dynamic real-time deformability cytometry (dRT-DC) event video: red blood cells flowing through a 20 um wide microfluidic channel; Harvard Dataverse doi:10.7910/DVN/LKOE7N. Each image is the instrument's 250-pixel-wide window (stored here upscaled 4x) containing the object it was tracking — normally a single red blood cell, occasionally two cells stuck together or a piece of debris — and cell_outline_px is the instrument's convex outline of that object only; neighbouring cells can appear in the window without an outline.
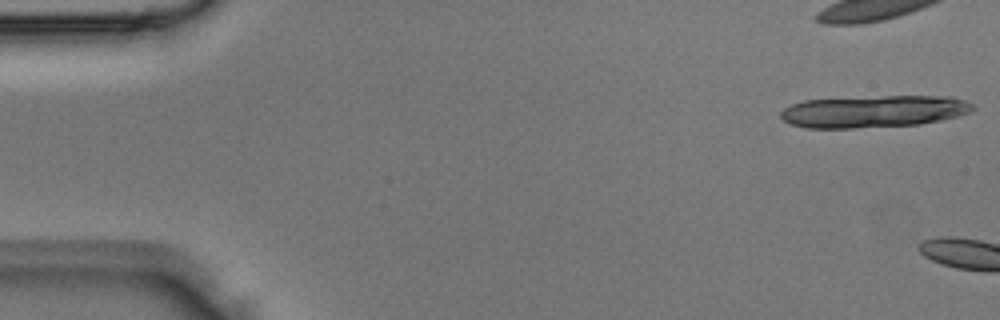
{"species": "Egyptian fruit bat (a non-hibernating species)", "species_latin": "Rousettus aegyptiacus", "temperature_condition": "room temperature", "stored_images_in_passage": 4, "camera_frame_rate_fps": 3000, "um_per_image_px": 0.085, "animal": {"sex": "male"}, "frame": {"image": 1, "passage_image": 1, "time_ms": 0.0, "image_size_px": [1000, 320], "cell_outline_px": [[976, 108], [968, 112], [956, 116], [940, 120], [920, 124], [852, 128], [804, 128], [780, 120], [780, 112], [784, 108], [792, 104], [804, 100], [884, 96], [952, 96], [964, 100], [972, 104]], "centroid_in_image_um": [74.23, 9.47], "position_along_channel_um": 10.8, "area_um2": 35.89}}